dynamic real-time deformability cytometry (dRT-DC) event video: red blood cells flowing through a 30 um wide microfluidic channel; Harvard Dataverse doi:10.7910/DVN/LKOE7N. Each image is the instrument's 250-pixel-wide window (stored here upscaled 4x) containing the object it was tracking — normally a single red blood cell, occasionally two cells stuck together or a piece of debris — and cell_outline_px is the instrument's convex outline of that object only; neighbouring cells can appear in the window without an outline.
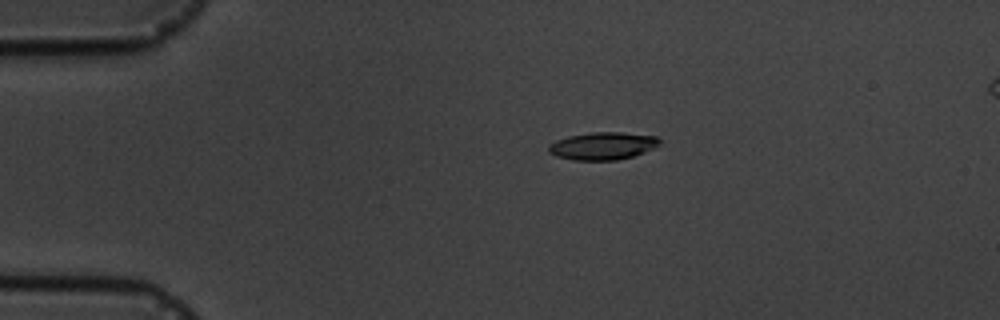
{"species": "common noctule bat (a hibernating species)", "species_latin": "Nyctalus noctula", "temperature_condition": "cold", "stored_images_in_passage": 5, "camera_frame_rate_fps": 3000, "um_per_image_px": 0.085, "animal": {"sex": "male", "body_mass_g": 19.5, "forearm_length_mm": 54.6}, "frame": {"image": 1, "passage_image": 3, "time_ms": 3.333, "image_size_px": [1000, 320], "cell_outline_px": [[660, 144], [644, 152], [632, 156], [616, 160], [572, 160], [556, 156], [548, 152], [548, 144], [556, 140], [568, 136], [592, 132], [620, 132], [656, 136], [660, 140]], "centroid_in_image_um": [51.19, 12.4], "position_along_channel_um": 33.8, "area_um2": 17.8}}